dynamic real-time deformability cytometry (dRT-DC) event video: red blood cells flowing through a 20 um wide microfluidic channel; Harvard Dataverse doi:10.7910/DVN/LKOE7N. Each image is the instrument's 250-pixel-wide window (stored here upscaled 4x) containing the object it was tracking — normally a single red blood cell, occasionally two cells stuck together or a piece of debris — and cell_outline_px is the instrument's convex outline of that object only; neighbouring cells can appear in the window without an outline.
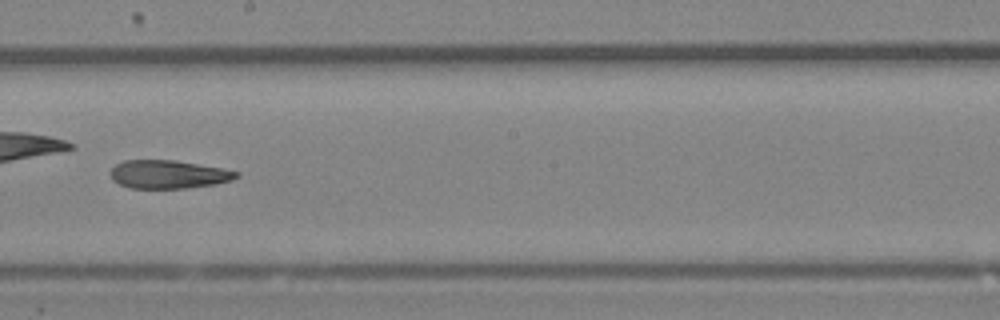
{"species": "Egyptian fruit bat (a non-hibernating species)", "species_latin": "Rousettus aegyptiacus", "temperature_condition": "room temperature", "stored_images_in_passage": 35, "camera_frame_rate_fps": 3000, "um_per_image_px": 0.085, "animal": {"sex": "female"}, "frame": {"image": 1, "passage_image": 16, "time_ms": 5.0, "image_size_px": [1000, 320], "cell_outline_px": [[240, 176], [232, 180], [216, 184], [184, 188], [132, 188], [120, 184], [112, 180], [108, 172], [116, 164], [124, 160], [176, 160], [224, 168], [240, 172]], "centroid_in_image_um": [14.33, 14.81], "position_along_channel_um": 233.9, "area_um2": 20.98}}
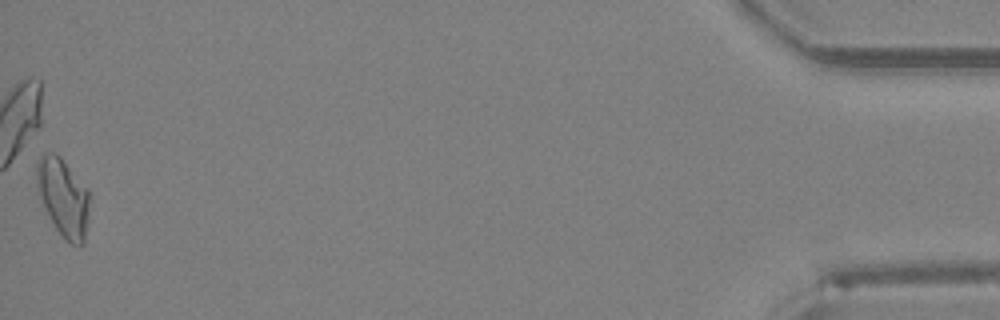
{"frame": {"image": 2, "passage_image": 35, "time_ms": 11.333, "image_size_px": [1000, 320], "cell_outline_px": [[88, 220], [84, 244], [80, 248], [72, 244], [56, 228], [36, 192], [36, 164], [40, 156], [44, 152], [56, 152], [60, 156], [88, 188]], "centroid_in_image_um": [5.36, 16.74], "position_along_channel_um": 429.8, "area_um2": 24.16}}